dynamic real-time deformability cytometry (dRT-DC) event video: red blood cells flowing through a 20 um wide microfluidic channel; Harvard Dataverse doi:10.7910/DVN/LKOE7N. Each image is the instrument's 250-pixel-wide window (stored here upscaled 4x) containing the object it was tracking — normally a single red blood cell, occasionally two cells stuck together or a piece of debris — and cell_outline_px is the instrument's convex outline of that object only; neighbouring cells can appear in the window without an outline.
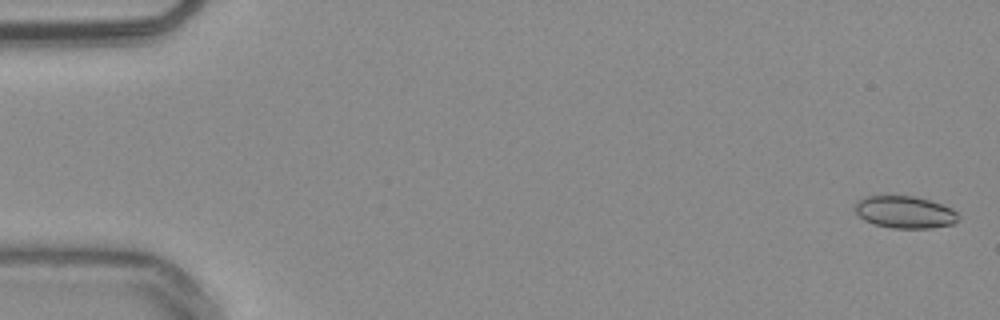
{"species": "common noctule bat (a hibernating species)", "species_latin": "Nyctalus noctula", "temperature_condition": "warm", "stored_images_in_passage": 54, "camera_frame_rate_fps": 3000, "um_per_image_px": 0.085, "animal": {"sex": "male", "body_mass_g": 20.4}, "frame": {"image": 1, "passage_image": 2, "time_ms": 0.333, "image_size_px": [1000, 320], "cell_outline_px": [[960, 216], [952, 224], [928, 228], [892, 228], [872, 224], [864, 220], [852, 208], [860, 200], [868, 196], [912, 196], [928, 200], [952, 208]], "centroid_in_image_um": [76.89, 18.04], "position_along_channel_um": 8.1, "area_um2": 19.19}}
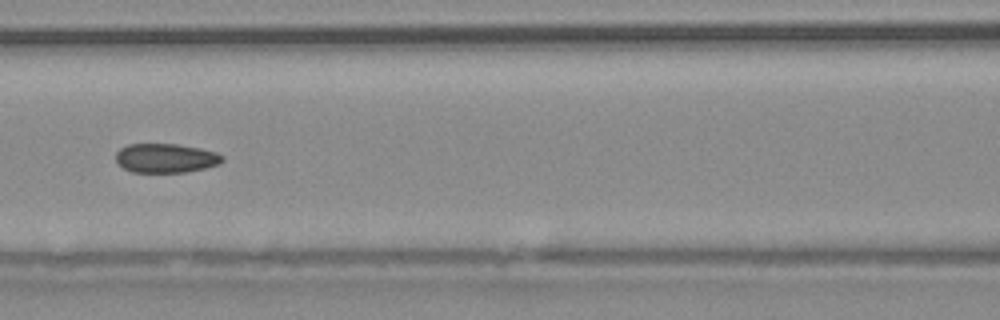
{"frame": {"image": 2, "passage_image": 25, "time_ms": 8.0, "image_size_px": [1000, 320], "cell_outline_px": [[224, 160], [220, 164], [188, 172], [132, 172], [124, 168], [116, 160], [116, 152], [120, 148], [128, 144], [176, 144], [200, 148], [216, 152], [224, 156]], "centroid_in_image_um": [14.11, 13.44], "position_along_channel_um": 152.5, "area_um2": 18.15}}
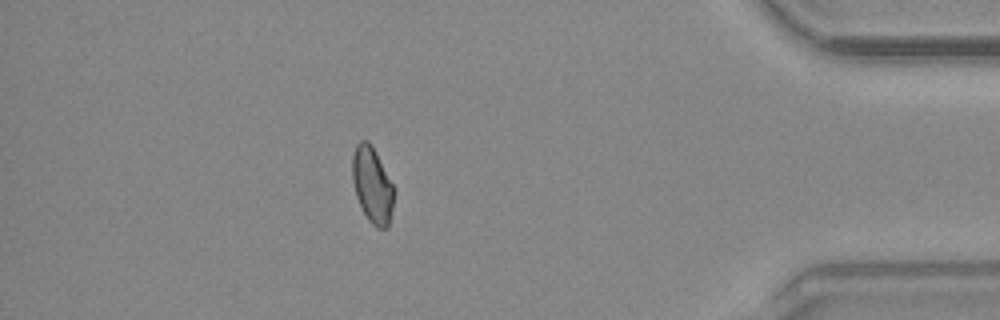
{"frame": {"image": 3, "passage_image": 48, "time_ms": 15.667, "image_size_px": [1000, 320], "cell_outline_px": [[396, 192], [388, 228], [376, 228], [368, 220], [356, 196], [352, 180], [352, 156], [356, 144], [360, 140], [368, 140], [372, 144], [396, 188]], "centroid_in_image_um": [31.67, 15.71], "position_along_channel_um": 403.5, "area_um2": 18.9}, "authors_computed_cell_mechanics": {"area_um2": 18.9295, "velocity_mm_per_s": 3.8301, "shape_relaxation_time_tau1_ms": null, "shape_relaxation_time_tau2_ms": 2.4132, "deformation_change_tau1": null, "deformation_change_tau2": 0.0601}}